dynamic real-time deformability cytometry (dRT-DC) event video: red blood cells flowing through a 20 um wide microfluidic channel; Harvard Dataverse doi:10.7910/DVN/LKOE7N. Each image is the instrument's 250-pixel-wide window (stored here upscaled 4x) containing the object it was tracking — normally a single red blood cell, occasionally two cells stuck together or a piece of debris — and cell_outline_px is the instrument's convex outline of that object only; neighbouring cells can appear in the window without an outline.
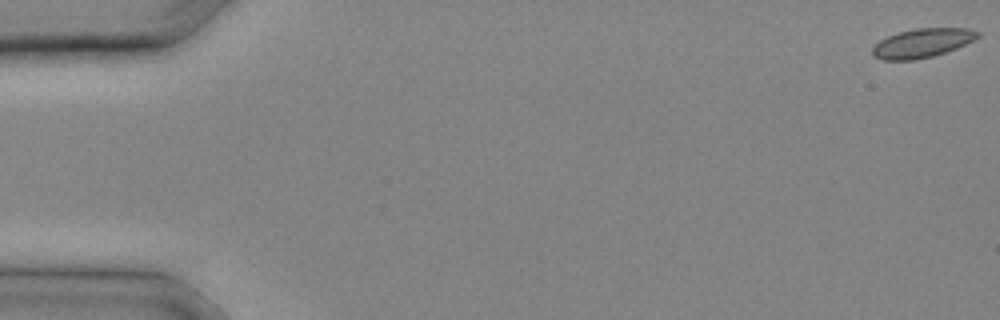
{"species": "common noctule bat (a hibernating species)", "species_latin": "Nyctalus noctula", "temperature_condition": "cold", "stored_images_in_passage": 23, "camera_frame_rate_fps": 3000, "um_per_image_px": 0.085, "animal": {"sex": "male", "body_mass_g": 20.4}, "frame": {"image": 1, "passage_image": 1, "time_ms": 0.0, "image_size_px": [1000, 320], "cell_outline_px": [[980, 36], [956, 48], [932, 56], [912, 60], [884, 60], [876, 56], [872, 52], [872, 48], [880, 40], [888, 36], [900, 32], [916, 28], [968, 28], [980, 32]], "centroid_in_image_um": [78.4, 3.65], "position_along_channel_um": 6.6, "area_um2": 17.46}}
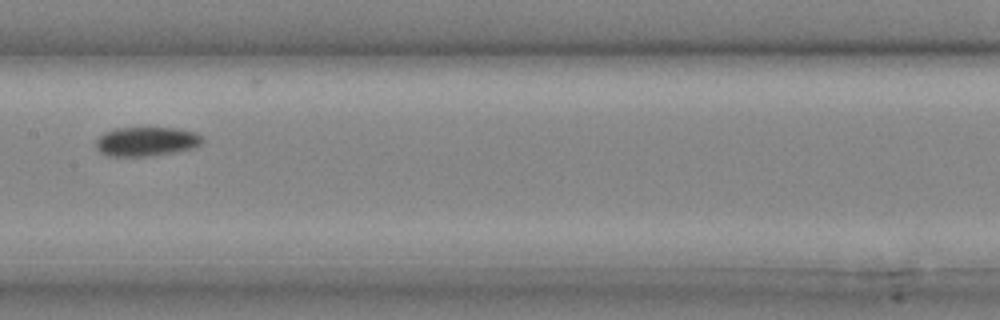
{"frame": {"image": 2, "passage_image": 14, "time_ms": 4.333, "image_size_px": [1000, 320], "cell_outline_px": [[204, 140], [196, 148], [156, 156], [108, 156], [100, 152], [96, 148], [96, 140], [104, 132], [116, 128], [172, 128], [196, 132]], "centroid_in_image_um": [12.45, 12.04], "position_along_channel_um": 194.9, "area_um2": 18.26}}
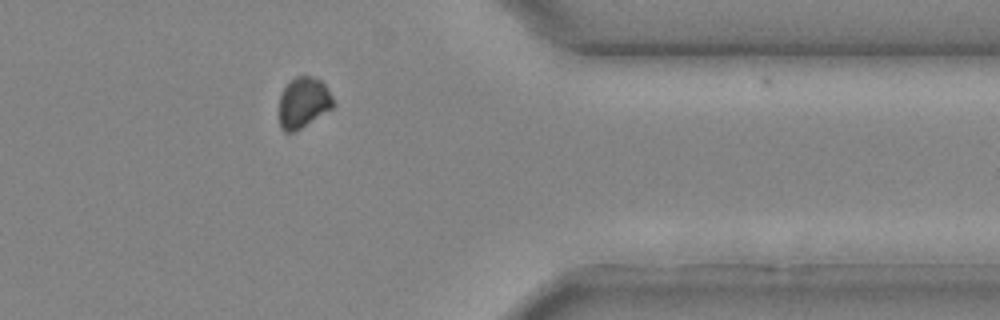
{"frame": {"image": 3, "passage_image": 22, "time_ms": 7.0, "image_size_px": [1000, 320], "cell_outline_px": [[336, 104], [332, 108], [300, 128], [292, 132], [284, 132], [280, 128], [280, 96], [284, 88], [296, 76], [312, 76], [320, 80], [324, 84], [332, 96]], "centroid_in_image_um": [25.8, 8.71], "position_along_channel_um": 385.6, "area_um2": 15.72}}